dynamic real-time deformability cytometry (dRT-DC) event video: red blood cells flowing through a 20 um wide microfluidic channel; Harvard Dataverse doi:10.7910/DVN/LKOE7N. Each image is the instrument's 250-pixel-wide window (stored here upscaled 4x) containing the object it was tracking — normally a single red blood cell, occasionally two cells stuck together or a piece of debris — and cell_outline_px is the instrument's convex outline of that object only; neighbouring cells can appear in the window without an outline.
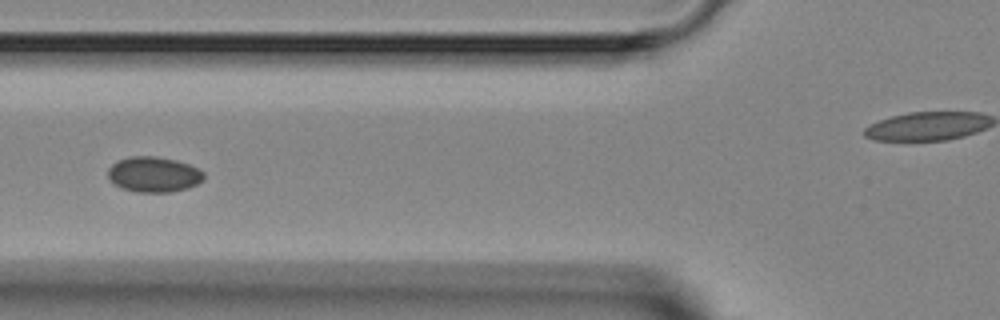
{"species": "Egyptian fruit bat (a non-hibernating species)", "species_latin": "Rousettus aegyptiacus", "temperature_condition": "room temperature", "stored_images_in_passage": 5, "camera_frame_rate_fps": 3000, "um_per_image_px": 0.085, "animal": {"sex": "female"}, "frame": {"image": 1, "passage_image": 4, "time_ms": 3.333, "image_size_px": [1000, 320], "cell_outline_px": [[204, 180], [188, 188], [172, 192], [136, 192], [120, 188], [108, 176], [108, 168], [116, 160], [128, 156], [156, 156], [176, 160], [188, 164], [204, 172]], "centroid_in_image_um": [13.06, 14.82], "position_along_channel_um": 112.7, "area_um2": 19.88}}
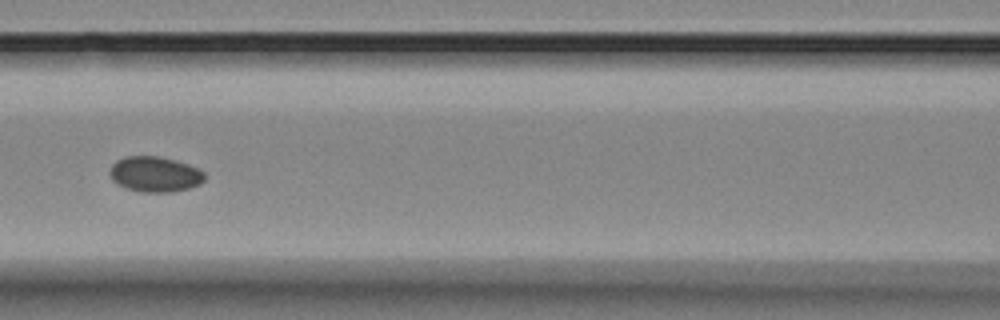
{"frame": {"image": 2, "passage_image": 5, "time_ms": 4.333, "image_size_px": [1000, 320], "cell_outline_px": [[204, 180], [200, 184], [188, 188], [172, 192], [144, 192], [124, 188], [116, 184], [112, 180], [108, 172], [112, 164], [116, 160], [124, 156], [156, 156], [176, 160], [188, 164], [204, 172]], "centroid_in_image_um": [13.12, 14.81], "position_along_channel_um": 153.5, "area_um2": 19.71}}